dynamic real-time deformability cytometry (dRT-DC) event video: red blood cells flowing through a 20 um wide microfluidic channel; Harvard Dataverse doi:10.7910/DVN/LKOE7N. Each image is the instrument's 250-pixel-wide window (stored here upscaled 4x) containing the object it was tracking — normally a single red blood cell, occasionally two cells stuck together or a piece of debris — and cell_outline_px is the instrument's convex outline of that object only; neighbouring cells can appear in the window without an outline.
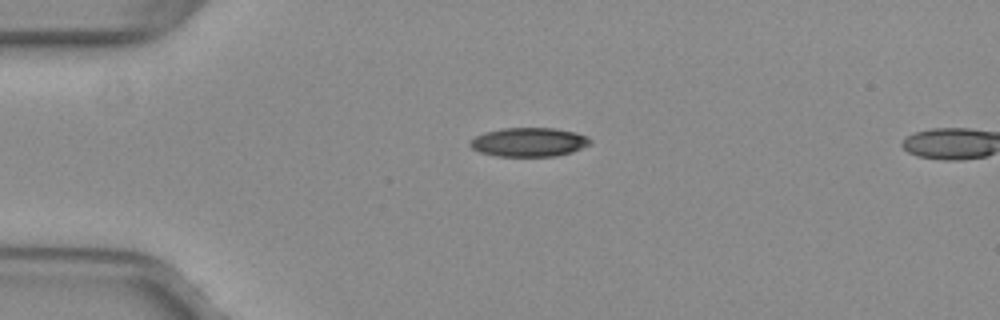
{"species": "common noctule bat (a hibernating species)", "species_latin": "Nyctalus noctula", "temperature_condition": "warm", "stored_images_in_passage": 15, "camera_frame_rate_fps": 3000, "um_per_image_px": 0.085, "animal": {"sex": "female", "body_mass_g": 29.2, "forearm_length_mm": 56.3}, "frame": {"image": 1, "passage_image": 13, "time_ms": 4.0, "image_size_px": [1000, 320], "cell_outline_px": [[592, 144], [572, 152], [556, 156], [496, 156], [480, 152], [472, 148], [468, 144], [476, 136], [484, 132], [504, 128], [556, 128], [576, 132], [588, 136], [592, 140]], "centroid_in_image_um": [45.01, 12.08], "position_along_channel_um": 40.0, "area_um2": 20.4}}